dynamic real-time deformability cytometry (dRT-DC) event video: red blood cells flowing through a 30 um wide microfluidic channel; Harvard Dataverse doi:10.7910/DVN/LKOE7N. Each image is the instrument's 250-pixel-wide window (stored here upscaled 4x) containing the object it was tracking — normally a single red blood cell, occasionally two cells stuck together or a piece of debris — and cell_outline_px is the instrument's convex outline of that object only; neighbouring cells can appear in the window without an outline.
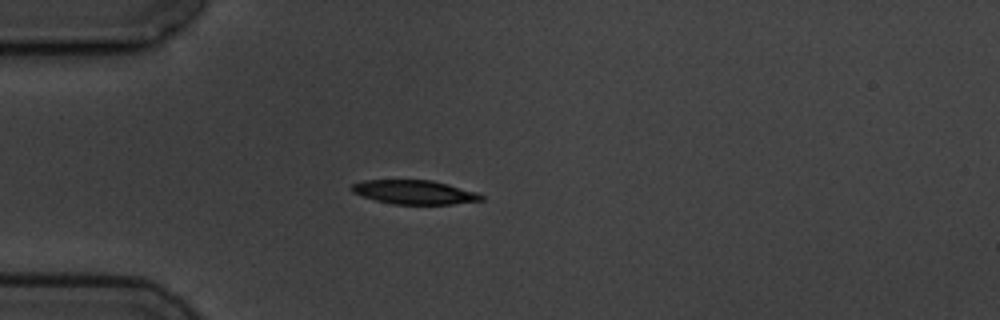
{"species": "common noctule bat (a hibernating species)", "species_latin": "Nyctalus noctula", "temperature_condition": "cold", "stored_images_in_passage": 4, "camera_frame_rate_fps": 3000, "um_per_image_px": 0.085, "animal": {"sex": "male", "body_mass_g": 19.5, "forearm_length_mm": 54.6}, "frame": {"image": 1, "passage_image": 4, "time_ms": 3.333, "image_size_px": [1000, 320], "cell_outline_px": [[484, 200], [452, 204], [392, 204], [376, 200], [352, 192], [352, 184], [364, 180], [432, 180], [448, 184], [476, 192], [484, 196]], "centroid_in_image_um": [35.25, 16.33], "position_along_channel_um": 49.8, "area_um2": 17.98}}